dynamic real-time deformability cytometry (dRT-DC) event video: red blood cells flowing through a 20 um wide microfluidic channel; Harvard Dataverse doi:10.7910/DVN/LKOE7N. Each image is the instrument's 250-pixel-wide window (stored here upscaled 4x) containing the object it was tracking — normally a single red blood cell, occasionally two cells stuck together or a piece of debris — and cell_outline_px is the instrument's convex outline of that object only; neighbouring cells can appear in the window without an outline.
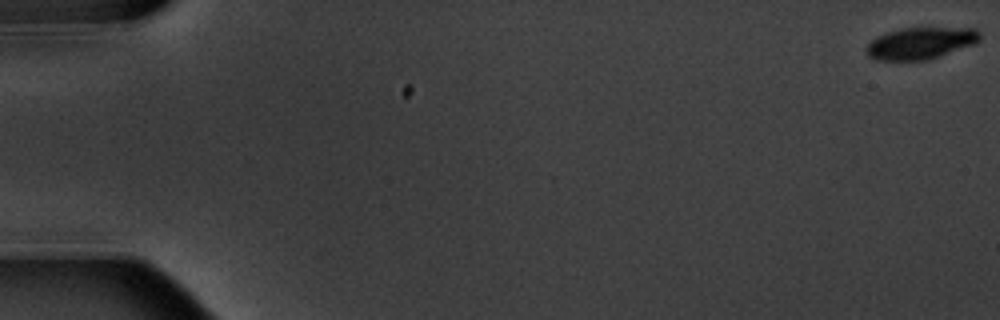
{"species": "common noctule bat (a hibernating species)", "species_latin": "Nyctalus noctula", "temperature_condition": "warm", "stored_images_in_passage": 5, "camera_frame_rate_fps": 3000, "um_per_image_px": 0.085, "animal": {"sex": "male", "body_mass_g": 20.1, "forearm_length_mm": 53.5}, "frame": {"image": 1, "passage_image": 1, "time_ms": 0.0, "image_size_px": [1000, 320], "cell_outline_px": [[980, 40], [972, 44], [928, 60], [876, 60], [868, 56], [864, 48], [872, 40], [888, 32], [900, 28], [976, 28], [980, 32]], "centroid_in_image_um": [78.23, 3.67], "position_along_channel_um": 6.8, "area_um2": 20.81}}